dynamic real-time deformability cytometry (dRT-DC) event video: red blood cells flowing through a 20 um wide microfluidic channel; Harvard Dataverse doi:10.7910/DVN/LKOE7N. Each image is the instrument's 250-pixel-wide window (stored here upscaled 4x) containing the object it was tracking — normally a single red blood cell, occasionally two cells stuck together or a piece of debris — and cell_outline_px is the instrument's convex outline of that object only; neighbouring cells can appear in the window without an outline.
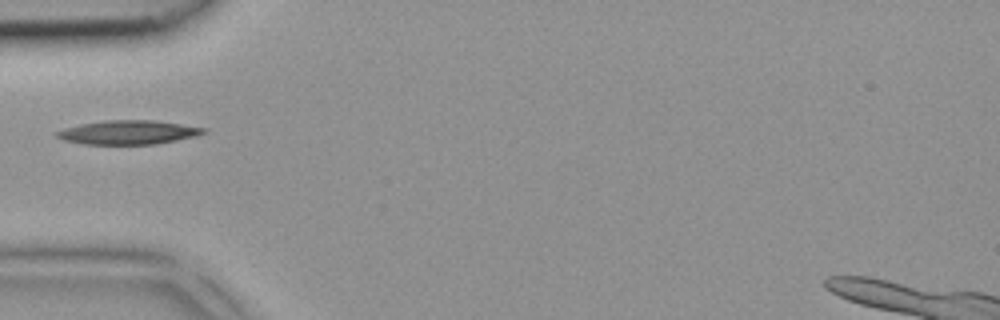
{"species": "common noctule bat (a hibernating species)", "species_latin": "Nyctalus noctula", "temperature_condition": "room temperature", "stored_images_in_passage": 1, "camera_frame_rate_fps": 3000, "um_per_image_px": 0.085, "animal": {"sex": "female", "body_mass_g": 18.4}, "frame": {"image": 1, "passage_image": 1, "time_ms": 0.0, "image_size_px": [1000, 320], "cell_outline_px": [[208, 132], [196, 136], [156, 144], [84, 144], [64, 140], [56, 136], [56, 132], [64, 128], [84, 124], [108, 120], [152, 120], [208, 128]], "centroid_in_image_um": [10.96, 11.25], "position_along_channel_um": 74.0, "area_um2": 20.29}}